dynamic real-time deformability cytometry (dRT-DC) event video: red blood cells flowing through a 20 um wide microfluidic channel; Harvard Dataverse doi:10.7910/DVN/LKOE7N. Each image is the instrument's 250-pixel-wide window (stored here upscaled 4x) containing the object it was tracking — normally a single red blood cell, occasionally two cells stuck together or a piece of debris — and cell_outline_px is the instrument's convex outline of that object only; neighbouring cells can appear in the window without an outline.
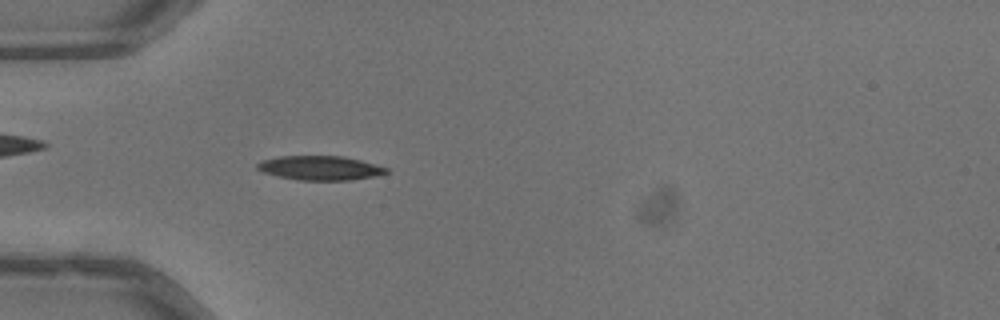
{"species": "common noctule bat (a hibernating species)", "species_latin": "Nyctalus noctula", "temperature_condition": "warm", "stored_images_in_passage": 51, "camera_frame_rate_fps": 3000, "um_per_image_px": 0.085, "animal": {"sex": "male", "body_mass_g": 13.3}, "frame": {"image": 1, "passage_image": 16, "time_ms": 5.0, "image_size_px": [1000, 320], "cell_outline_px": [[388, 172], [380, 176], [352, 180], [300, 180], [280, 176], [264, 172], [256, 168], [256, 164], [264, 160], [280, 156], [344, 156], [360, 160], [388, 168]], "centroid_in_image_um": [27.27, 14.28], "position_along_channel_um": 57.7, "area_um2": 18.15}}
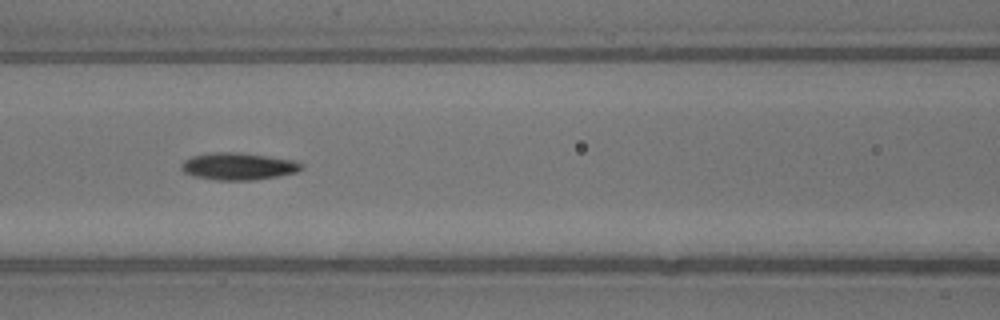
{"frame": {"image": 2, "passage_image": 23, "time_ms": 7.333, "image_size_px": [1000, 320], "cell_outline_px": [[300, 168], [296, 172], [280, 176], [256, 180], [216, 180], [192, 176], [184, 172], [180, 168], [184, 160], [192, 156], [216, 152], [236, 152], [292, 160], [300, 164]], "centroid_in_image_um": [20.19, 14.15], "position_along_channel_um": 146.4, "area_um2": 18.73}}
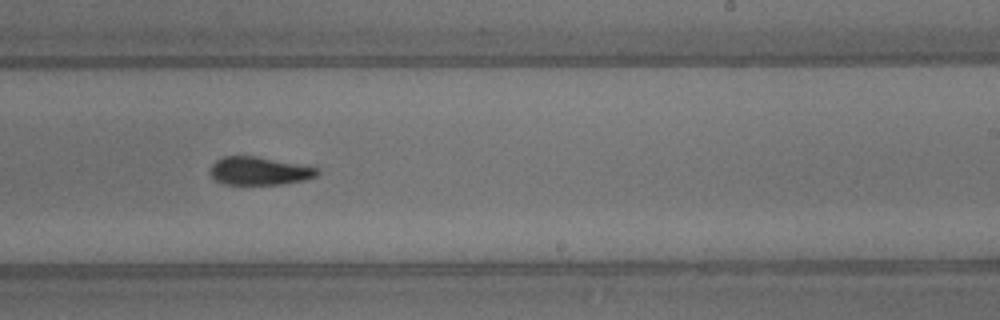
{"frame": {"image": 3, "passage_image": 32, "time_ms": 10.333, "image_size_px": [1000, 320], "cell_outline_px": [[320, 172], [316, 176], [304, 180], [284, 184], [228, 184], [216, 180], [212, 176], [212, 164], [216, 160], [224, 156], [256, 156], [320, 168]], "centroid_in_image_um": [22.09, 14.52], "position_along_channel_um": 266.9, "area_um2": 17.34}, "authors_computed_cell_mechanics": {"area_um2": 17.7446, "velocity_mm_per_s": 4.0286, "shape_relaxation_time_tau1_ms": 4.7001, "shape_relaxation_time_tau2_ms": 6.9254, "deformation_change_tau1": 0.1673, "deformation_change_tau2": 0.1421}}